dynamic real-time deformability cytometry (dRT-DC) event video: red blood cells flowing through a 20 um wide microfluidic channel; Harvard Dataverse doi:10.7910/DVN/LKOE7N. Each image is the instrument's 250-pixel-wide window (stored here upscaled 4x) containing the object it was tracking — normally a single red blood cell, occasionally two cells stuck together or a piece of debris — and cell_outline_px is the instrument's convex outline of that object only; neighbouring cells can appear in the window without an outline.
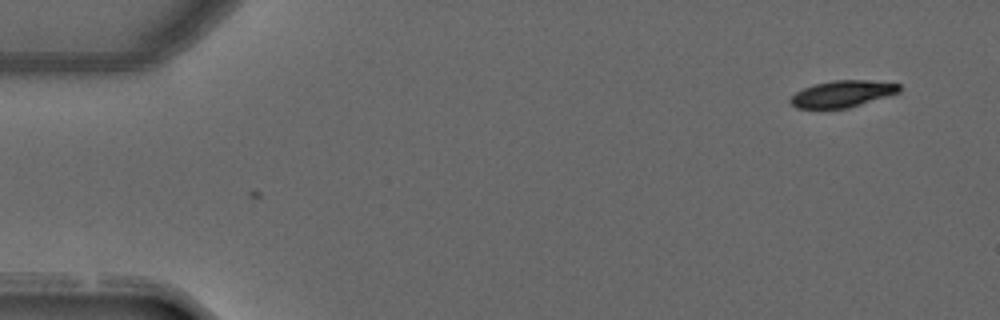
{"species": "common noctule bat (a hibernating species)", "species_latin": "Nyctalus noctula", "temperature_condition": "warm", "stored_images_in_passage": 3, "camera_frame_rate_fps": 3000, "um_per_image_px": 0.085, "animal": {"sex": "male", "forearm_length_mm": 52.5}, "frame": {"image": 1, "passage_image": 3, "time_ms": 0.667, "image_size_px": [1000, 320], "cell_outline_px": [[900, 92], [848, 108], [796, 108], [788, 100], [796, 92], [812, 84], [832, 80], [864, 80], [900, 84]], "centroid_in_image_um": [71.57, 7.97], "position_along_channel_um": 13.4, "area_um2": 16.76}}